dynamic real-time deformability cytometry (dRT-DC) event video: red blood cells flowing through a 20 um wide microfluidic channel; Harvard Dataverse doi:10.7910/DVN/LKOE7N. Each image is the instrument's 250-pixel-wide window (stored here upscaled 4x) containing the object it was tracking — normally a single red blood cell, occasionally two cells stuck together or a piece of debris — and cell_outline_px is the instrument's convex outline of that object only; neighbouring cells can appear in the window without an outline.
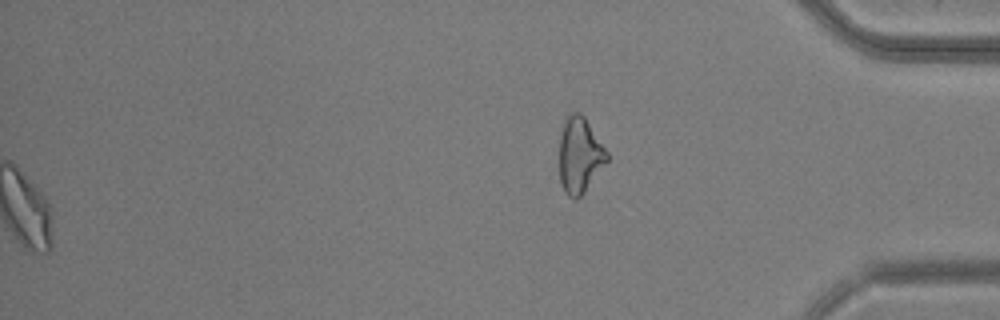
{"species": "common noctule bat (a hibernating species)", "species_latin": "Nyctalus noctula", "temperature_condition": "warm", "stored_images_in_passage": 55, "segment_of_instrument_passage": [2, 2], "camera_frame_rate_fps": 3000, "um_per_image_px": 0.085, "animal": {"sex": "male", "body_mass_g": 20.5, "forearm_length_mm": 52.5}, "frame": {"image": 1, "passage_image": 55, "time_ms": 18.0, "image_size_px": [1000, 320], "cell_outline_px": [[608, 160], [584, 192], [576, 200], [572, 200], [564, 192], [560, 180], [560, 136], [564, 120], [572, 112], [580, 112], [584, 116], [608, 152]], "centroid_in_image_um": [49.27, 13.2], "position_along_channel_um": 385.9, "area_um2": 20.92}}